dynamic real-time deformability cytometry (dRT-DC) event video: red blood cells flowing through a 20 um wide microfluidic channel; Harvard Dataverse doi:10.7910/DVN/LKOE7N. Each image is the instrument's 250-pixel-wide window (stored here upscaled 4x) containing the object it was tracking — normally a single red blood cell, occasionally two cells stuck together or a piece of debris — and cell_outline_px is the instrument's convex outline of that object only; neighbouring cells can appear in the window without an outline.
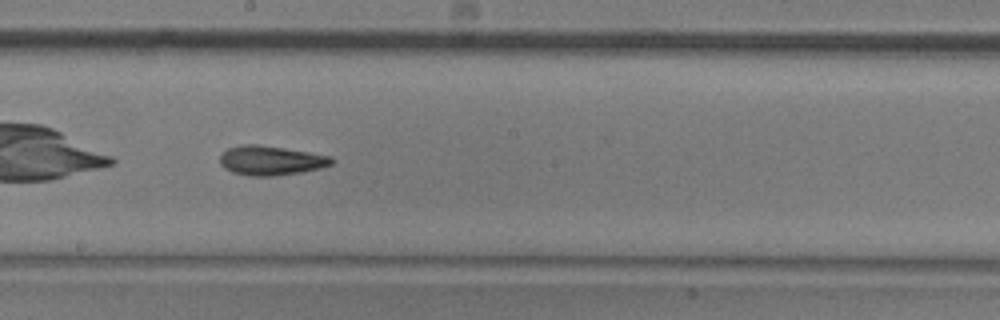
{"species": "common noctule bat (a hibernating species)", "species_latin": "Nyctalus noctula", "temperature_condition": "room temperature", "stored_images_in_passage": 30, "camera_frame_rate_fps": 3000, "um_per_image_px": 0.085, "animal": {"sex": "male", "body_mass_g": 20.5, "forearm_length_mm": 52.5}, "frame": {"image": 1, "passage_image": 13, "time_ms": 4.0, "image_size_px": [1000, 320], "cell_outline_px": [[336, 160], [332, 164], [320, 168], [300, 172], [272, 176], [252, 176], [232, 172], [224, 168], [220, 164], [220, 156], [228, 148], [244, 144], [256, 144], [284, 148], [332, 156]], "centroid_in_image_um": [23.04, 13.64], "position_along_channel_um": 225.2, "area_um2": 19.07}}
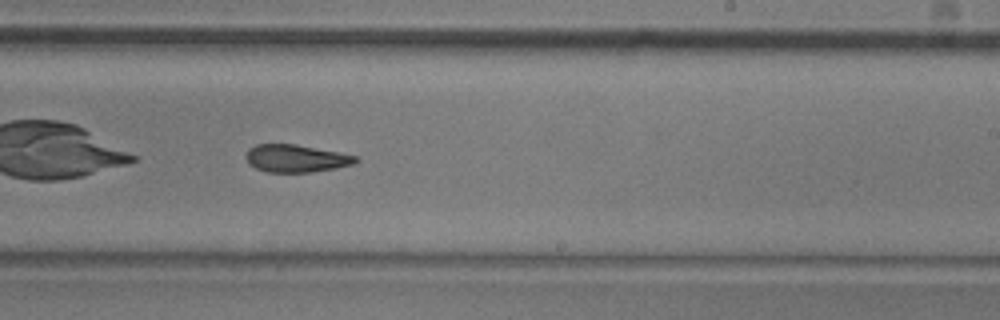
{"frame": {"image": 2, "passage_image": 16, "time_ms": 5.0, "image_size_px": [1000, 320], "cell_outline_px": [[360, 160], [352, 164], [336, 168], [312, 172], [268, 172], [256, 168], [248, 164], [244, 156], [248, 148], [256, 144], [296, 144], [340, 152], [356, 156]], "centroid_in_image_um": [25.13, 13.46], "position_along_channel_um": 263.9, "area_um2": 17.8}}
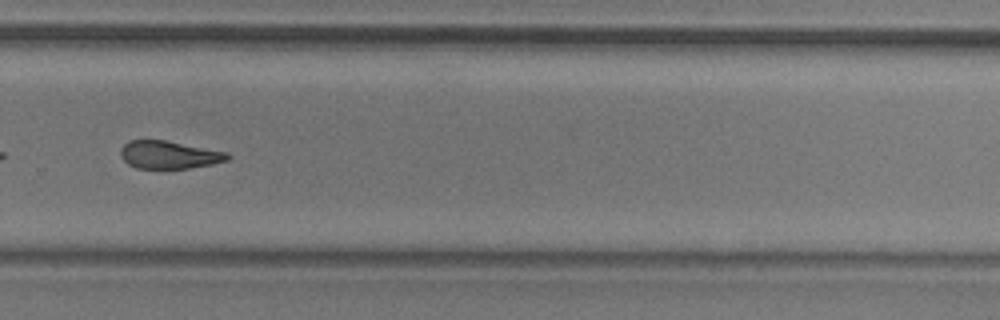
{"frame": {"image": 3, "passage_image": 20, "time_ms": 6.333, "image_size_px": [1000, 320], "cell_outline_px": [[232, 156], [228, 160], [212, 164], [188, 168], [136, 168], [128, 164], [120, 156], [120, 148], [128, 140], [164, 140], [228, 152]], "centroid_in_image_um": [14.36, 13.15], "position_along_channel_um": 315.4, "area_um2": 17.34}, "authors_computed_cell_mechanics": {"area_um2": 18.4382, "velocity_mm_per_s": 3.9026, "shape_relaxation_time_tau1_ms": 5.2417, "shape_relaxation_time_tau2_ms": 4.982, "deformation_change_tau1": 0.1517, "deformation_change_tau2": 0.1501}}